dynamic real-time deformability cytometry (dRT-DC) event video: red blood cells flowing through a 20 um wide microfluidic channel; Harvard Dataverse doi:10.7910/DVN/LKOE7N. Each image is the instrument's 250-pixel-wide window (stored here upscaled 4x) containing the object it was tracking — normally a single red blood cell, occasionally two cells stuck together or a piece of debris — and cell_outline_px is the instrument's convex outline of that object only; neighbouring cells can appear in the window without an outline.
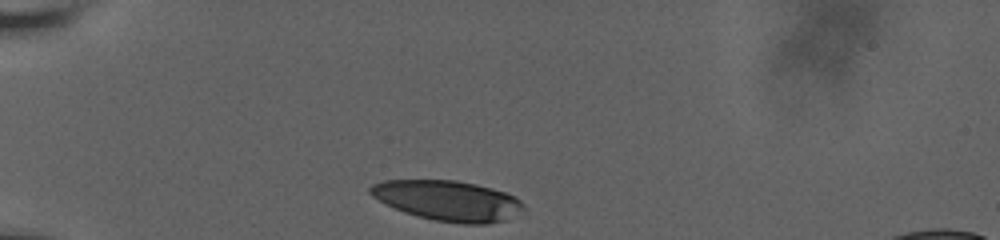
{"species": "human", "species_latin": "Homo sapiens", "temperature_condition": "room temperature", "stored_images_in_passage": 6, "camera_frame_rate_fps": 3000, "um_per_image_px": 0.085, "donor": {"sex": "male"}, "frame": {"image": 1, "passage_image": 1, "time_ms": 0.0, "image_size_px": [1000, 240], "cell_outline_px": [[524, 208], [504, 220], [488, 224], [464, 224], [432, 220], [416, 216], [404, 212], [372, 196], [368, 192], [368, 188], [372, 184], [384, 180], [456, 180], [476, 184], [492, 188], [516, 196], [524, 204]], "centroid_in_image_um": [38.06, 17.05], "position_along_channel_um": 46.9, "area_um2": 35.84}}
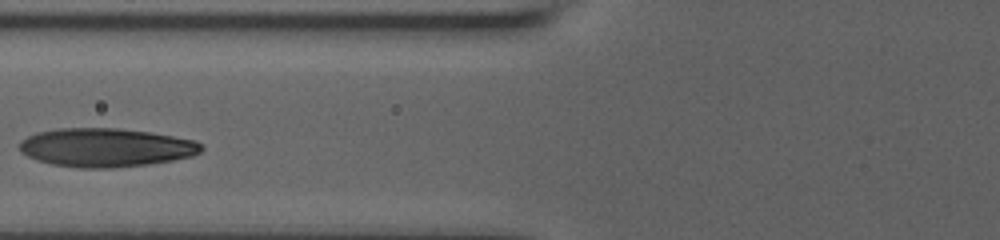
{"frame": {"image": 2, "passage_image": 4, "time_ms": 3.0, "image_size_px": [1000, 240], "cell_outline_px": [[204, 148], [200, 152], [192, 156], [172, 160], [148, 164], [116, 168], [80, 168], [52, 164], [36, 160], [20, 152], [20, 140], [36, 132], [60, 128], [116, 128], [152, 132], [196, 140], [204, 144]], "centroid_in_image_um": [9.02, 12.54], "position_along_channel_um": 116.8, "area_um2": 41.27}}
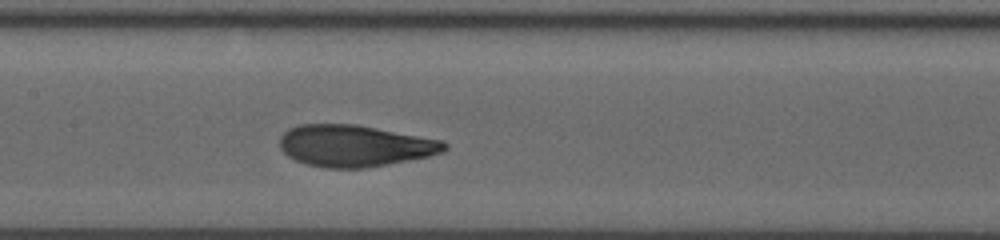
{"frame": {"image": 3, "passage_image": 6, "time_ms": 4.667, "image_size_px": [1000, 240], "cell_outline_px": [[448, 148], [444, 152], [428, 156], [388, 164], [364, 168], [328, 168], [304, 164], [288, 156], [280, 148], [280, 136], [288, 128], [300, 124], [356, 124], [444, 140], [448, 144]], "centroid_in_image_um": [30.16, 12.38], "position_along_channel_um": 177.2, "area_um2": 40.17}}